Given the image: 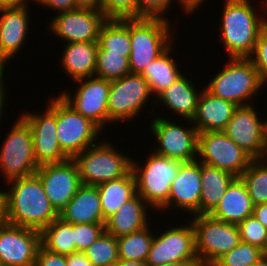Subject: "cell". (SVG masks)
<instances>
[{"instance_id": "obj_1", "label": "cell", "mask_w": 267, "mask_h": 266, "mask_svg": "<svg viewBox=\"0 0 267 266\" xmlns=\"http://www.w3.org/2000/svg\"><path fill=\"white\" fill-rule=\"evenodd\" d=\"M8 183L9 191H3L5 222L41 232L59 217L36 173Z\"/></svg>"}, {"instance_id": "obj_2", "label": "cell", "mask_w": 267, "mask_h": 266, "mask_svg": "<svg viewBox=\"0 0 267 266\" xmlns=\"http://www.w3.org/2000/svg\"><path fill=\"white\" fill-rule=\"evenodd\" d=\"M224 1L221 39L218 42L223 43L229 58H248L254 51L260 31L267 25V14H259V10L256 11L251 5V0ZM262 4L266 7L262 12L267 13V0H263Z\"/></svg>"}, {"instance_id": "obj_3", "label": "cell", "mask_w": 267, "mask_h": 266, "mask_svg": "<svg viewBox=\"0 0 267 266\" xmlns=\"http://www.w3.org/2000/svg\"><path fill=\"white\" fill-rule=\"evenodd\" d=\"M258 71L249 58H229L224 68L212 78L205 89L212 95L237 106L251 105L249 99L262 89Z\"/></svg>"}, {"instance_id": "obj_4", "label": "cell", "mask_w": 267, "mask_h": 266, "mask_svg": "<svg viewBox=\"0 0 267 266\" xmlns=\"http://www.w3.org/2000/svg\"><path fill=\"white\" fill-rule=\"evenodd\" d=\"M109 142L100 141L72 158L78 167L82 185L97 186L123 177L132 170V158L117 151Z\"/></svg>"}, {"instance_id": "obj_5", "label": "cell", "mask_w": 267, "mask_h": 266, "mask_svg": "<svg viewBox=\"0 0 267 266\" xmlns=\"http://www.w3.org/2000/svg\"><path fill=\"white\" fill-rule=\"evenodd\" d=\"M182 163L154 152L149 154L143 166L139 161L132 160L137 194L149 207H152L151 209L158 211L168 202L171 183L176 178Z\"/></svg>"}, {"instance_id": "obj_6", "label": "cell", "mask_w": 267, "mask_h": 266, "mask_svg": "<svg viewBox=\"0 0 267 266\" xmlns=\"http://www.w3.org/2000/svg\"><path fill=\"white\" fill-rule=\"evenodd\" d=\"M168 21L158 18L130 19L131 73L141 74L150 62L173 44Z\"/></svg>"}, {"instance_id": "obj_7", "label": "cell", "mask_w": 267, "mask_h": 266, "mask_svg": "<svg viewBox=\"0 0 267 266\" xmlns=\"http://www.w3.org/2000/svg\"><path fill=\"white\" fill-rule=\"evenodd\" d=\"M195 251L201 266H212L240 242L238 225L223 222L210 215H195Z\"/></svg>"}, {"instance_id": "obj_8", "label": "cell", "mask_w": 267, "mask_h": 266, "mask_svg": "<svg viewBox=\"0 0 267 266\" xmlns=\"http://www.w3.org/2000/svg\"><path fill=\"white\" fill-rule=\"evenodd\" d=\"M0 148V172L9 181L36 173L37 164L31 128L21 117L14 122Z\"/></svg>"}, {"instance_id": "obj_9", "label": "cell", "mask_w": 267, "mask_h": 266, "mask_svg": "<svg viewBox=\"0 0 267 266\" xmlns=\"http://www.w3.org/2000/svg\"><path fill=\"white\" fill-rule=\"evenodd\" d=\"M197 160L240 177L254 160L223 131L198 133Z\"/></svg>"}, {"instance_id": "obj_10", "label": "cell", "mask_w": 267, "mask_h": 266, "mask_svg": "<svg viewBox=\"0 0 267 266\" xmlns=\"http://www.w3.org/2000/svg\"><path fill=\"white\" fill-rule=\"evenodd\" d=\"M56 125L58 142L70 158L96 144L102 132L60 95L56 97Z\"/></svg>"}, {"instance_id": "obj_11", "label": "cell", "mask_w": 267, "mask_h": 266, "mask_svg": "<svg viewBox=\"0 0 267 266\" xmlns=\"http://www.w3.org/2000/svg\"><path fill=\"white\" fill-rule=\"evenodd\" d=\"M150 97L155 101L149 84L141 74L128 73L111 81L108 97L109 123L135 120Z\"/></svg>"}, {"instance_id": "obj_12", "label": "cell", "mask_w": 267, "mask_h": 266, "mask_svg": "<svg viewBox=\"0 0 267 266\" xmlns=\"http://www.w3.org/2000/svg\"><path fill=\"white\" fill-rule=\"evenodd\" d=\"M150 130L157 140L154 153L181 162L197 160L198 130L195 126L177 125L172 119L155 117Z\"/></svg>"}, {"instance_id": "obj_13", "label": "cell", "mask_w": 267, "mask_h": 266, "mask_svg": "<svg viewBox=\"0 0 267 266\" xmlns=\"http://www.w3.org/2000/svg\"><path fill=\"white\" fill-rule=\"evenodd\" d=\"M55 97V98H54ZM48 100V106L42 114L33 112L20 115L30 126L33 149L37 164L61 163L70 157L61 149L57 137L56 96Z\"/></svg>"}, {"instance_id": "obj_14", "label": "cell", "mask_w": 267, "mask_h": 266, "mask_svg": "<svg viewBox=\"0 0 267 266\" xmlns=\"http://www.w3.org/2000/svg\"><path fill=\"white\" fill-rule=\"evenodd\" d=\"M106 21V16L99 8L81 6L57 14L47 27L67 43L92 42L98 41L101 28Z\"/></svg>"}, {"instance_id": "obj_15", "label": "cell", "mask_w": 267, "mask_h": 266, "mask_svg": "<svg viewBox=\"0 0 267 266\" xmlns=\"http://www.w3.org/2000/svg\"><path fill=\"white\" fill-rule=\"evenodd\" d=\"M79 83L75 95L61 92L62 98L77 112L93 122L101 131L109 123L108 97L111 81L98 77L75 80ZM73 96V97H71Z\"/></svg>"}, {"instance_id": "obj_16", "label": "cell", "mask_w": 267, "mask_h": 266, "mask_svg": "<svg viewBox=\"0 0 267 266\" xmlns=\"http://www.w3.org/2000/svg\"><path fill=\"white\" fill-rule=\"evenodd\" d=\"M189 222L188 225H176V227L168 228L159 236L154 235L146 260L148 266L165 265L179 261H199L195 251L194 227L192 222Z\"/></svg>"}, {"instance_id": "obj_17", "label": "cell", "mask_w": 267, "mask_h": 266, "mask_svg": "<svg viewBox=\"0 0 267 266\" xmlns=\"http://www.w3.org/2000/svg\"><path fill=\"white\" fill-rule=\"evenodd\" d=\"M254 106H238L223 132L253 159H261L267 141V120Z\"/></svg>"}, {"instance_id": "obj_18", "label": "cell", "mask_w": 267, "mask_h": 266, "mask_svg": "<svg viewBox=\"0 0 267 266\" xmlns=\"http://www.w3.org/2000/svg\"><path fill=\"white\" fill-rule=\"evenodd\" d=\"M41 232L0 222V265L35 266Z\"/></svg>"}, {"instance_id": "obj_19", "label": "cell", "mask_w": 267, "mask_h": 266, "mask_svg": "<svg viewBox=\"0 0 267 266\" xmlns=\"http://www.w3.org/2000/svg\"><path fill=\"white\" fill-rule=\"evenodd\" d=\"M55 210L60 211L82 186L79 170L72 158L61 163L40 165L36 171Z\"/></svg>"}, {"instance_id": "obj_20", "label": "cell", "mask_w": 267, "mask_h": 266, "mask_svg": "<svg viewBox=\"0 0 267 266\" xmlns=\"http://www.w3.org/2000/svg\"><path fill=\"white\" fill-rule=\"evenodd\" d=\"M201 190V162H183L171 183L168 202L160 210L166 211L164 209L172 206L193 216L199 215Z\"/></svg>"}, {"instance_id": "obj_21", "label": "cell", "mask_w": 267, "mask_h": 266, "mask_svg": "<svg viewBox=\"0 0 267 266\" xmlns=\"http://www.w3.org/2000/svg\"><path fill=\"white\" fill-rule=\"evenodd\" d=\"M29 7L21 6L0 7V55L7 61L14 58L21 45L26 40L28 32Z\"/></svg>"}, {"instance_id": "obj_22", "label": "cell", "mask_w": 267, "mask_h": 266, "mask_svg": "<svg viewBox=\"0 0 267 266\" xmlns=\"http://www.w3.org/2000/svg\"><path fill=\"white\" fill-rule=\"evenodd\" d=\"M238 106L234 103L218 98L202 89L198 99L197 109L192 121H189L201 132L223 131L232 118Z\"/></svg>"}, {"instance_id": "obj_23", "label": "cell", "mask_w": 267, "mask_h": 266, "mask_svg": "<svg viewBox=\"0 0 267 266\" xmlns=\"http://www.w3.org/2000/svg\"><path fill=\"white\" fill-rule=\"evenodd\" d=\"M253 206L244 182L240 177H236L209 215L214 219L238 225L252 216Z\"/></svg>"}, {"instance_id": "obj_24", "label": "cell", "mask_w": 267, "mask_h": 266, "mask_svg": "<svg viewBox=\"0 0 267 266\" xmlns=\"http://www.w3.org/2000/svg\"><path fill=\"white\" fill-rule=\"evenodd\" d=\"M59 217L70 224L105 223L97 187L82 185Z\"/></svg>"}, {"instance_id": "obj_25", "label": "cell", "mask_w": 267, "mask_h": 266, "mask_svg": "<svg viewBox=\"0 0 267 266\" xmlns=\"http://www.w3.org/2000/svg\"><path fill=\"white\" fill-rule=\"evenodd\" d=\"M187 77L182 74L172 85L160 92L154 102L163 103L167 109L188 122L195 116L201 92L196 90L197 87Z\"/></svg>"}, {"instance_id": "obj_26", "label": "cell", "mask_w": 267, "mask_h": 266, "mask_svg": "<svg viewBox=\"0 0 267 266\" xmlns=\"http://www.w3.org/2000/svg\"><path fill=\"white\" fill-rule=\"evenodd\" d=\"M147 205L144 199L136 194L106 220L105 231L118 238L149 226Z\"/></svg>"}, {"instance_id": "obj_27", "label": "cell", "mask_w": 267, "mask_h": 266, "mask_svg": "<svg viewBox=\"0 0 267 266\" xmlns=\"http://www.w3.org/2000/svg\"><path fill=\"white\" fill-rule=\"evenodd\" d=\"M97 51L98 41L67 43L60 63L73 81L94 77Z\"/></svg>"}, {"instance_id": "obj_28", "label": "cell", "mask_w": 267, "mask_h": 266, "mask_svg": "<svg viewBox=\"0 0 267 266\" xmlns=\"http://www.w3.org/2000/svg\"><path fill=\"white\" fill-rule=\"evenodd\" d=\"M235 178L227 171L201 163L199 215H209L215 209Z\"/></svg>"}, {"instance_id": "obj_29", "label": "cell", "mask_w": 267, "mask_h": 266, "mask_svg": "<svg viewBox=\"0 0 267 266\" xmlns=\"http://www.w3.org/2000/svg\"><path fill=\"white\" fill-rule=\"evenodd\" d=\"M96 187L105 221L137 194L136 180L132 170L123 177L101 183Z\"/></svg>"}, {"instance_id": "obj_30", "label": "cell", "mask_w": 267, "mask_h": 266, "mask_svg": "<svg viewBox=\"0 0 267 266\" xmlns=\"http://www.w3.org/2000/svg\"><path fill=\"white\" fill-rule=\"evenodd\" d=\"M172 47L171 44L160 56L150 62L141 73L149 84L154 97L172 85L182 75L176 61H174L175 59L170 55Z\"/></svg>"}, {"instance_id": "obj_31", "label": "cell", "mask_w": 267, "mask_h": 266, "mask_svg": "<svg viewBox=\"0 0 267 266\" xmlns=\"http://www.w3.org/2000/svg\"><path fill=\"white\" fill-rule=\"evenodd\" d=\"M98 51L131 55L130 19H107L98 38Z\"/></svg>"}, {"instance_id": "obj_32", "label": "cell", "mask_w": 267, "mask_h": 266, "mask_svg": "<svg viewBox=\"0 0 267 266\" xmlns=\"http://www.w3.org/2000/svg\"><path fill=\"white\" fill-rule=\"evenodd\" d=\"M41 244L51 252L60 255L66 256L76 252L74 224L58 217L41 231Z\"/></svg>"}, {"instance_id": "obj_33", "label": "cell", "mask_w": 267, "mask_h": 266, "mask_svg": "<svg viewBox=\"0 0 267 266\" xmlns=\"http://www.w3.org/2000/svg\"><path fill=\"white\" fill-rule=\"evenodd\" d=\"M149 227L117 238L119 259L146 262L154 240Z\"/></svg>"}, {"instance_id": "obj_34", "label": "cell", "mask_w": 267, "mask_h": 266, "mask_svg": "<svg viewBox=\"0 0 267 266\" xmlns=\"http://www.w3.org/2000/svg\"><path fill=\"white\" fill-rule=\"evenodd\" d=\"M251 197L253 205L267 203V165L254 159L240 176Z\"/></svg>"}, {"instance_id": "obj_35", "label": "cell", "mask_w": 267, "mask_h": 266, "mask_svg": "<svg viewBox=\"0 0 267 266\" xmlns=\"http://www.w3.org/2000/svg\"><path fill=\"white\" fill-rule=\"evenodd\" d=\"M83 253L93 266H115L119 261L117 238L104 231Z\"/></svg>"}, {"instance_id": "obj_36", "label": "cell", "mask_w": 267, "mask_h": 266, "mask_svg": "<svg viewBox=\"0 0 267 266\" xmlns=\"http://www.w3.org/2000/svg\"><path fill=\"white\" fill-rule=\"evenodd\" d=\"M131 73L126 53L97 51L95 77L113 81Z\"/></svg>"}, {"instance_id": "obj_37", "label": "cell", "mask_w": 267, "mask_h": 266, "mask_svg": "<svg viewBox=\"0 0 267 266\" xmlns=\"http://www.w3.org/2000/svg\"><path fill=\"white\" fill-rule=\"evenodd\" d=\"M263 256L259 247L240 242L233 250L224 254L212 266H252Z\"/></svg>"}, {"instance_id": "obj_38", "label": "cell", "mask_w": 267, "mask_h": 266, "mask_svg": "<svg viewBox=\"0 0 267 266\" xmlns=\"http://www.w3.org/2000/svg\"><path fill=\"white\" fill-rule=\"evenodd\" d=\"M241 242L251 244L264 250L267 245V228L253 215L238 224Z\"/></svg>"}, {"instance_id": "obj_39", "label": "cell", "mask_w": 267, "mask_h": 266, "mask_svg": "<svg viewBox=\"0 0 267 266\" xmlns=\"http://www.w3.org/2000/svg\"><path fill=\"white\" fill-rule=\"evenodd\" d=\"M99 9L107 19L137 18L136 0H99Z\"/></svg>"}, {"instance_id": "obj_40", "label": "cell", "mask_w": 267, "mask_h": 266, "mask_svg": "<svg viewBox=\"0 0 267 266\" xmlns=\"http://www.w3.org/2000/svg\"><path fill=\"white\" fill-rule=\"evenodd\" d=\"M105 231V223L74 224L76 252H83L90 247Z\"/></svg>"}, {"instance_id": "obj_41", "label": "cell", "mask_w": 267, "mask_h": 266, "mask_svg": "<svg viewBox=\"0 0 267 266\" xmlns=\"http://www.w3.org/2000/svg\"><path fill=\"white\" fill-rule=\"evenodd\" d=\"M258 71L262 83H267V25L260 31L253 53L248 57Z\"/></svg>"}, {"instance_id": "obj_42", "label": "cell", "mask_w": 267, "mask_h": 266, "mask_svg": "<svg viewBox=\"0 0 267 266\" xmlns=\"http://www.w3.org/2000/svg\"><path fill=\"white\" fill-rule=\"evenodd\" d=\"M137 18H158L168 20L164 17L172 0H136Z\"/></svg>"}, {"instance_id": "obj_43", "label": "cell", "mask_w": 267, "mask_h": 266, "mask_svg": "<svg viewBox=\"0 0 267 266\" xmlns=\"http://www.w3.org/2000/svg\"><path fill=\"white\" fill-rule=\"evenodd\" d=\"M35 266H68L65 255H60L46 249L42 244L40 245Z\"/></svg>"}, {"instance_id": "obj_44", "label": "cell", "mask_w": 267, "mask_h": 266, "mask_svg": "<svg viewBox=\"0 0 267 266\" xmlns=\"http://www.w3.org/2000/svg\"><path fill=\"white\" fill-rule=\"evenodd\" d=\"M37 2L39 5H43L46 8H50L57 11L59 13L75 10L81 7L77 0H33Z\"/></svg>"}, {"instance_id": "obj_45", "label": "cell", "mask_w": 267, "mask_h": 266, "mask_svg": "<svg viewBox=\"0 0 267 266\" xmlns=\"http://www.w3.org/2000/svg\"><path fill=\"white\" fill-rule=\"evenodd\" d=\"M65 258L68 266H93L83 252H74Z\"/></svg>"}, {"instance_id": "obj_46", "label": "cell", "mask_w": 267, "mask_h": 266, "mask_svg": "<svg viewBox=\"0 0 267 266\" xmlns=\"http://www.w3.org/2000/svg\"><path fill=\"white\" fill-rule=\"evenodd\" d=\"M252 215L267 228V203L254 205Z\"/></svg>"}, {"instance_id": "obj_47", "label": "cell", "mask_w": 267, "mask_h": 266, "mask_svg": "<svg viewBox=\"0 0 267 266\" xmlns=\"http://www.w3.org/2000/svg\"><path fill=\"white\" fill-rule=\"evenodd\" d=\"M205 0H178L179 5L183 8L187 14L193 13L202 5ZM180 2V3H179ZM200 5V6H199Z\"/></svg>"}, {"instance_id": "obj_48", "label": "cell", "mask_w": 267, "mask_h": 266, "mask_svg": "<svg viewBox=\"0 0 267 266\" xmlns=\"http://www.w3.org/2000/svg\"><path fill=\"white\" fill-rule=\"evenodd\" d=\"M28 2L27 0H0V7L21 6Z\"/></svg>"}, {"instance_id": "obj_49", "label": "cell", "mask_w": 267, "mask_h": 266, "mask_svg": "<svg viewBox=\"0 0 267 266\" xmlns=\"http://www.w3.org/2000/svg\"><path fill=\"white\" fill-rule=\"evenodd\" d=\"M115 266H148L146 262L139 261H127L124 259H119Z\"/></svg>"}, {"instance_id": "obj_50", "label": "cell", "mask_w": 267, "mask_h": 266, "mask_svg": "<svg viewBox=\"0 0 267 266\" xmlns=\"http://www.w3.org/2000/svg\"><path fill=\"white\" fill-rule=\"evenodd\" d=\"M158 266H201L199 261H179Z\"/></svg>"}, {"instance_id": "obj_51", "label": "cell", "mask_w": 267, "mask_h": 266, "mask_svg": "<svg viewBox=\"0 0 267 266\" xmlns=\"http://www.w3.org/2000/svg\"><path fill=\"white\" fill-rule=\"evenodd\" d=\"M8 63V61L3 57V56H1L0 55V87H5L4 85H5V83H4V71H5V64H7Z\"/></svg>"}, {"instance_id": "obj_52", "label": "cell", "mask_w": 267, "mask_h": 266, "mask_svg": "<svg viewBox=\"0 0 267 266\" xmlns=\"http://www.w3.org/2000/svg\"><path fill=\"white\" fill-rule=\"evenodd\" d=\"M5 90H7L6 88L4 87H0V119H2L1 117H3V114H4V106H6L4 103L6 101L5 97L6 95V92ZM1 121V120H0Z\"/></svg>"}, {"instance_id": "obj_53", "label": "cell", "mask_w": 267, "mask_h": 266, "mask_svg": "<svg viewBox=\"0 0 267 266\" xmlns=\"http://www.w3.org/2000/svg\"><path fill=\"white\" fill-rule=\"evenodd\" d=\"M82 7H95L99 8V0H77Z\"/></svg>"}, {"instance_id": "obj_54", "label": "cell", "mask_w": 267, "mask_h": 266, "mask_svg": "<svg viewBox=\"0 0 267 266\" xmlns=\"http://www.w3.org/2000/svg\"><path fill=\"white\" fill-rule=\"evenodd\" d=\"M4 221L3 192L0 191V222Z\"/></svg>"}, {"instance_id": "obj_55", "label": "cell", "mask_w": 267, "mask_h": 266, "mask_svg": "<svg viewBox=\"0 0 267 266\" xmlns=\"http://www.w3.org/2000/svg\"><path fill=\"white\" fill-rule=\"evenodd\" d=\"M252 266H267V257L264 255L257 261L255 262Z\"/></svg>"}, {"instance_id": "obj_56", "label": "cell", "mask_w": 267, "mask_h": 266, "mask_svg": "<svg viewBox=\"0 0 267 266\" xmlns=\"http://www.w3.org/2000/svg\"><path fill=\"white\" fill-rule=\"evenodd\" d=\"M260 160L263 161L267 165V141L264 147L263 155Z\"/></svg>"}, {"instance_id": "obj_57", "label": "cell", "mask_w": 267, "mask_h": 266, "mask_svg": "<svg viewBox=\"0 0 267 266\" xmlns=\"http://www.w3.org/2000/svg\"><path fill=\"white\" fill-rule=\"evenodd\" d=\"M263 255H264L265 257H267V245H266V248L263 250Z\"/></svg>"}]
</instances>
